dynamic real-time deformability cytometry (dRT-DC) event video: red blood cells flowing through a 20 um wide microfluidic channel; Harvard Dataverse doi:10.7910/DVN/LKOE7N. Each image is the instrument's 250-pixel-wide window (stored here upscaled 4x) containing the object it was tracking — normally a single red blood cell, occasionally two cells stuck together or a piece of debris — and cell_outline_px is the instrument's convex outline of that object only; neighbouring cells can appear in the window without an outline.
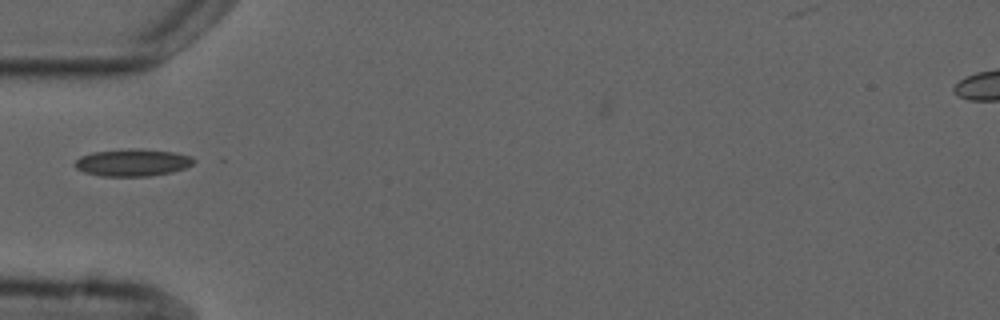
{"species": "common noctule bat (a hibernating species)", "species_latin": "Nyctalus noctula", "temperature_condition": "cold", "stored_images_in_passage": 1, "camera_frame_rate_fps": 3000, "um_per_image_px": 0.085, "animal": {"sex": "male", "forearm_length_mm": 52.5}, "frame": {"image": 1, "passage_image": 1, "time_ms": 0.0, "image_size_px": [1000, 320], "cell_outline_px": [[196, 160], [192, 164], [184, 168], [172, 172], [148, 176], [100, 176], [84, 172], [76, 168], [72, 164], [80, 156], [92, 152], [172, 152], [192, 156]], "centroid_in_image_um": [11.24, 13.88], "position_along_channel_um": 73.8, "area_um2": 17.69}}